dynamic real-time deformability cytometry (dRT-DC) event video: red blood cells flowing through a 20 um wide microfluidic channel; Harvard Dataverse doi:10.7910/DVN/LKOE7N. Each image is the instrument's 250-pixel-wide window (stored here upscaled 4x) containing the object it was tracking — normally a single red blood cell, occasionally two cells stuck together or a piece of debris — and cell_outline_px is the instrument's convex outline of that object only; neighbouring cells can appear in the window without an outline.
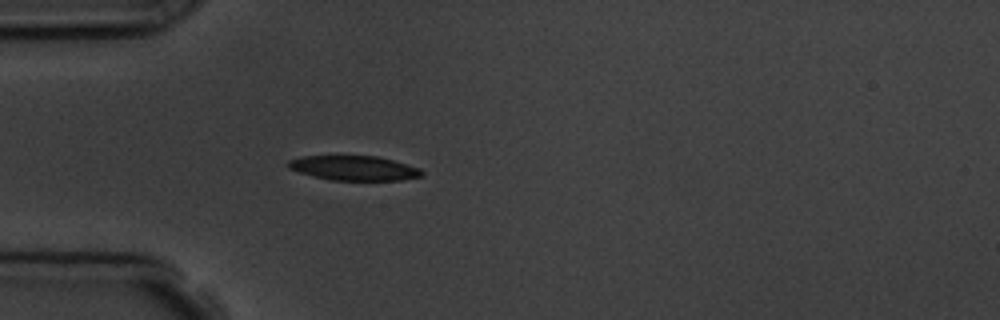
{"species": "common noctule bat (a hibernating species)", "species_latin": "Nyctalus noctula", "temperature_condition": "room temperature", "stored_images_in_passage": 1, "camera_frame_rate_fps": 3000, "um_per_image_px": 0.085, "animal": {"sex": "male", "body_mass_g": 19.5, "forearm_length_mm": 54.6}, "frame": {"image": 1, "passage_image": 1, "time_ms": 0.0, "image_size_px": [1000, 320], "cell_outline_px": [[424, 176], [400, 180], [332, 180], [312, 176], [288, 168], [284, 164], [288, 160], [300, 156], [376, 156], [392, 160], [420, 168], [424, 172]], "centroid_in_image_um": [30.06, 14.28], "position_along_channel_um": 54.9, "area_um2": 19.25}}